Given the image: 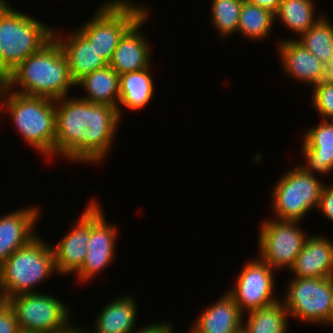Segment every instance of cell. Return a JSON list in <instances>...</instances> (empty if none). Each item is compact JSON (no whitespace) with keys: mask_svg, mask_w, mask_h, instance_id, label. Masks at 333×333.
<instances>
[{"mask_svg":"<svg viewBox=\"0 0 333 333\" xmlns=\"http://www.w3.org/2000/svg\"><path fill=\"white\" fill-rule=\"evenodd\" d=\"M314 0H282L280 7L275 14V20L285 26L298 39L310 27H312L321 17L316 15Z\"/></svg>","mask_w":333,"mask_h":333,"instance_id":"d4e9b609","label":"cell"},{"mask_svg":"<svg viewBox=\"0 0 333 333\" xmlns=\"http://www.w3.org/2000/svg\"><path fill=\"white\" fill-rule=\"evenodd\" d=\"M71 323L72 324H70L66 329L60 330L58 333H90L89 328H83L82 326L79 328L77 325H73V322Z\"/></svg>","mask_w":333,"mask_h":333,"instance_id":"e575fe53","label":"cell"},{"mask_svg":"<svg viewBox=\"0 0 333 333\" xmlns=\"http://www.w3.org/2000/svg\"><path fill=\"white\" fill-rule=\"evenodd\" d=\"M173 328H174V327L171 326V329H170V331H169L168 333H175Z\"/></svg>","mask_w":333,"mask_h":333,"instance_id":"f35d334b","label":"cell"},{"mask_svg":"<svg viewBox=\"0 0 333 333\" xmlns=\"http://www.w3.org/2000/svg\"><path fill=\"white\" fill-rule=\"evenodd\" d=\"M289 271L297 278L333 277V241L322 234L307 237Z\"/></svg>","mask_w":333,"mask_h":333,"instance_id":"e0dca14e","label":"cell"},{"mask_svg":"<svg viewBox=\"0 0 333 333\" xmlns=\"http://www.w3.org/2000/svg\"><path fill=\"white\" fill-rule=\"evenodd\" d=\"M148 10L128 0H107L76 29L109 64L120 39Z\"/></svg>","mask_w":333,"mask_h":333,"instance_id":"8992f818","label":"cell"},{"mask_svg":"<svg viewBox=\"0 0 333 333\" xmlns=\"http://www.w3.org/2000/svg\"><path fill=\"white\" fill-rule=\"evenodd\" d=\"M85 208L73 222L70 231L57 245H51L58 276L75 275L85 260L90 238V202Z\"/></svg>","mask_w":333,"mask_h":333,"instance_id":"4fadbf2b","label":"cell"},{"mask_svg":"<svg viewBox=\"0 0 333 333\" xmlns=\"http://www.w3.org/2000/svg\"><path fill=\"white\" fill-rule=\"evenodd\" d=\"M275 271L260 257L245 262L234 287L227 291L244 316L279 300L275 295Z\"/></svg>","mask_w":333,"mask_h":333,"instance_id":"7c38bea8","label":"cell"},{"mask_svg":"<svg viewBox=\"0 0 333 333\" xmlns=\"http://www.w3.org/2000/svg\"><path fill=\"white\" fill-rule=\"evenodd\" d=\"M41 212L40 206L32 205L0 216V266L38 235L35 225Z\"/></svg>","mask_w":333,"mask_h":333,"instance_id":"5bb4252c","label":"cell"},{"mask_svg":"<svg viewBox=\"0 0 333 333\" xmlns=\"http://www.w3.org/2000/svg\"><path fill=\"white\" fill-rule=\"evenodd\" d=\"M0 333H21L15 311L5 300H0Z\"/></svg>","mask_w":333,"mask_h":333,"instance_id":"f546056e","label":"cell"},{"mask_svg":"<svg viewBox=\"0 0 333 333\" xmlns=\"http://www.w3.org/2000/svg\"><path fill=\"white\" fill-rule=\"evenodd\" d=\"M171 326L172 323L162 321L146 325L143 328H135L131 333H168L171 329Z\"/></svg>","mask_w":333,"mask_h":333,"instance_id":"1f68e13d","label":"cell"},{"mask_svg":"<svg viewBox=\"0 0 333 333\" xmlns=\"http://www.w3.org/2000/svg\"><path fill=\"white\" fill-rule=\"evenodd\" d=\"M321 212L328 220L333 222V183L325 184L319 198V205L316 211Z\"/></svg>","mask_w":333,"mask_h":333,"instance_id":"4dcf8cb0","label":"cell"},{"mask_svg":"<svg viewBox=\"0 0 333 333\" xmlns=\"http://www.w3.org/2000/svg\"><path fill=\"white\" fill-rule=\"evenodd\" d=\"M275 22L274 13L244 0L237 32L249 41H264L270 35Z\"/></svg>","mask_w":333,"mask_h":333,"instance_id":"484cf974","label":"cell"},{"mask_svg":"<svg viewBox=\"0 0 333 333\" xmlns=\"http://www.w3.org/2000/svg\"><path fill=\"white\" fill-rule=\"evenodd\" d=\"M2 84L12 92L52 100L64 98L76 88L67 58L54 37L12 70Z\"/></svg>","mask_w":333,"mask_h":333,"instance_id":"7a4b0ae2","label":"cell"},{"mask_svg":"<svg viewBox=\"0 0 333 333\" xmlns=\"http://www.w3.org/2000/svg\"><path fill=\"white\" fill-rule=\"evenodd\" d=\"M8 0H0V13L6 11L11 5Z\"/></svg>","mask_w":333,"mask_h":333,"instance_id":"d590c367","label":"cell"},{"mask_svg":"<svg viewBox=\"0 0 333 333\" xmlns=\"http://www.w3.org/2000/svg\"><path fill=\"white\" fill-rule=\"evenodd\" d=\"M244 0H212L210 21L220 36L226 39L238 30Z\"/></svg>","mask_w":333,"mask_h":333,"instance_id":"83f0119b","label":"cell"},{"mask_svg":"<svg viewBox=\"0 0 333 333\" xmlns=\"http://www.w3.org/2000/svg\"><path fill=\"white\" fill-rule=\"evenodd\" d=\"M75 87L84 89L85 95L79 98L118 108L119 75L109 65L83 76L75 83Z\"/></svg>","mask_w":333,"mask_h":333,"instance_id":"603a6c76","label":"cell"},{"mask_svg":"<svg viewBox=\"0 0 333 333\" xmlns=\"http://www.w3.org/2000/svg\"><path fill=\"white\" fill-rule=\"evenodd\" d=\"M49 293L18 294L7 301L21 333H58L71 323V308Z\"/></svg>","mask_w":333,"mask_h":333,"instance_id":"9c48e42d","label":"cell"},{"mask_svg":"<svg viewBox=\"0 0 333 333\" xmlns=\"http://www.w3.org/2000/svg\"><path fill=\"white\" fill-rule=\"evenodd\" d=\"M54 28L10 6L0 13V80L53 38Z\"/></svg>","mask_w":333,"mask_h":333,"instance_id":"5b68a950","label":"cell"},{"mask_svg":"<svg viewBox=\"0 0 333 333\" xmlns=\"http://www.w3.org/2000/svg\"><path fill=\"white\" fill-rule=\"evenodd\" d=\"M333 84V56L329 61L322 62V71L316 85Z\"/></svg>","mask_w":333,"mask_h":333,"instance_id":"d6a6232c","label":"cell"},{"mask_svg":"<svg viewBox=\"0 0 333 333\" xmlns=\"http://www.w3.org/2000/svg\"><path fill=\"white\" fill-rule=\"evenodd\" d=\"M54 28L53 37L60 44L68 61L71 78L76 83L83 76L102 69L108 63L100 56L95 47L76 29L68 34L58 35Z\"/></svg>","mask_w":333,"mask_h":333,"instance_id":"ac0fdd59","label":"cell"},{"mask_svg":"<svg viewBox=\"0 0 333 333\" xmlns=\"http://www.w3.org/2000/svg\"><path fill=\"white\" fill-rule=\"evenodd\" d=\"M296 40L321 62L333 56V24L326 14Z\"/></svg>","mask_w":333,"mask_h":333,"instance_id":"4316f807","label":"cell"},{"mask_svg":"<svg viewBox=\"0 0 333 333\" xmlns=\"http://www.w3.org/2000/svg\"><path fill=\"white\" fill-rule=\"evenodd\" d=\"M300 221L270 217L261 221L258 235L259 257L274 270L288 271L294 265L309 235L300 228Z\"/></svg>","mask_w":333,"mask_h":333,"instance_id":"30bf717a","label":"cell"},{"mask_svg":"<svg viewBox=\"0 0 333 333\" xmlns=\"http://www.w3.org/2000/svg\"><path fill=\"white\" fill-rule=\"evenodd\" d=\"M311 105L321 119L333 120V84L314 85Z\"/></svg>","mask_w":333,"mask_h":333,"instance_id":"f1b7e54d","label":"cell"},{"mask_svg":"<svg viewBox=\"0 0 333 333\" xmlns=\"http://www.w3.org/2000/svg\"><path fill=\"white\" fill-rule=\"evenodd\" d=\"M288 283L282 301L289 317L300 323L325 326L333 307V277H291Z\"/></svg>","mask_w":333,"mask_h":333,"instance_id":"ba28073f","label":"cell"},{"mask_svg":"<svg viewBox=\"0 0 333 333\" xmlns=\"http://www.w3.org/2000/svg\"><path fill=\"white\" fill-rule=\"evenodd\" d=\"M151 10H148L120 39L113 52L109 66L118 75L148 68L151 64V51L148 38L141 31L146 20H149ZM150 13V14H149Z\"/></svg>","mask_w":333,"mask_h":333,"instance_id":"9a60e30c","label":"cell"},{"mask_svg":"<svg viewBox=\"0 0 333 333\" xmlns=\"http://www.w3.org/2000/svg\"><path fill=\"white\" fill-rule=\"evenodd\" d=\"M101 207L95 199L90 200V238L87 254L81 269L75 274L83 284L95 279V276L108 268L116 258L118 226L107 222Z\"/></svg>","mask_w":333,"mask_h":333,"instance_id":"8fae6325","label":"cell"},{"mask_svg":"<svg viewBox=\"0 0 333 333\" xmlns=\"http://www.w3.org/2000/svg\"><path fill=\"white\" fill-rule=\"evenodd\" d=\"M190 330V332L188 331V333H198L196 330H195V328H193V327H191V329H189Z\"/></svg>","mask_w":333,"mask_h":333,"instance_id":"74e56055","label":"cell"},{"mask_svg":"<svg viewBox=\"0 0 333 333\" xmlns=\"http://www.w3.org/2000/svg\"><path fill=\"white\" fill-rule=\"evenodd\" d=\"M246 1H248L253 5H257L261 8L267 9L272 13L276 14L282 0H246Z\"/></svg>","mask_w":333,"mask_h":333,"instance_id":"836d02e7","label":"cell"},{"mask_svg":"<svg viewBox=\"0 0 333 333\" xmlns=\"http://www.w3.org/2000/svg\"><path fill=\"white\" fill-rule=\"evenodd\" d=\"M243 319V333H287L289 314L283 301L276 302L247 313Z\"/></svg>","mask_w":333,"mask_h":333,"instance_id":"cb8c5ba5","label":"cell"},{"mask_svg":"<svg viewBox=\"0 0 333 333\" xmlns=\"http://www.w3.org/2000/svg\"><path fill=\"white\" fill-rule=\"evenodd\" d=\"M244 314L226 291L202 311L192 327L198 333H241Z\"/></svg>","mask_w":333,"mask_h":333,"instance_id":"ffe728a7","label":"cell"},{"mask_svg":"<svg viewBox=\"0 0 333 333\" xmlns=\"http://www.w3.org/2000/svg\"><path fill=\"white\" fill-rule=\"evenodd\" d=\"M325 326H333V307H332V312H331V315H330V319L329 321L327 322V324Z\"/></svg>","mask_w":333,"mask_h":333,"instance_id":"8d00e7d4","label":"cell"},{"mask_svg":"<svg viewBox=\"0 0 333 333\" xmlns=\"http://www.w3.org/2000/svg\"><path fill=\"white\" fill-rule=\"evenodd\" d=\"M56 140L54 158L99 164L110 152L120 127L118 109L95 104L78 96L55 100Z\"/></svg>","mask_w":333,"mask_h":333,"instance_id":"6da1fadb","label":"cell"},{"mask_svg":"<svg viewBox=\"0 0 333 333\" xmlns=\"http://www.w3.org/2000/svg\"><path fill=\"white\" fill-rule=\"evenodd\" d=\"M135 295L124 294L109 301L98 312L90 333H131L136 328L139 308Z\"/></svg>","mask_w":333,"mask_h":333,"instance_id":"44dd1931","label":"cell"},{"mask_svg":"<svg viewBox=\"0 0 333 333\" xmlns=\"http://www.w3.org/2000/svg\"><path fill=\"white\" fill-rule=\"evenodd\" d=\"M5 111L25 143L52 160L56 140L55 100L12 92L2 84L0 112Z\"/></svg>","mask_w":333,"mask_h":333,"instance_id":"3957f363","label":"cell"},{"mask_svg":"<svg viewBox=\"0 0 333 333\" xmlns=\"http://www.w3.org/2000/svg\"><path fill=\"white\" fill-rule=\"evenodd\" d=\"M152 66L138 71L127 72L119 75V104L118 114L122 119V108L130 111L144 109L154 97V82L152 78ZM122 105V106H121Z\"/></svg>","mask_w":333,"mask_h":333,"instance_id":"7402d4cb","label":"cell"},{"mask_svg":"<svg viewBox=\"0 0 333 333\" xmlns=\"http://www.w3.org/2000/svg\"><path fill=\"white\" fill-rule=\"evenodd\" d=\"M283 173L272 189V214L275 219L303 221L319 205L325 185L317 176L304 172L299 166Z\"/></svg>","mask_w":333,"mask_h":333,"instance_id":"52a82bcc","label":"cell"},{"mask_svg":"<svg viewBox=\"0 0 333 333\" xmlns=\"http://www.w3.org/2000/svg\"><path fill=\"white\" fill-rule=\"evenodd\" d=\"M52 274H58L52 246L37 235L0 266V299L7 301L18 294L38 293L34 287Z\"/></svg>","mask_w":333,"mask_h":333,"instance_id":"277c9868","label":"cell"},{"mask_svg":"<svg viewBox=\"0 0 333 333\" xmlns=\"http://www.w3.org/2000/svg\"><path fill=\"white\" fill-rule=\"evenodd\" d=\"M300 153L307 162L299 166L304 172L315 176L333 172V120L321 119L320 123L306 130Z\"/></svg>","mask_w":333,"mask_h":333,"instance_id":"2e32d148","label":"cell"},{"mask_svg":"<svg viewBox=\"0 0 333 333\" xmlns=\"http://www.w3.org/2000/svg\"><path fill=\"white\" fill-rule=\"evenodd\" d=\"M277 48L282 62L281 68L286 76L312 87L317 84L322 71V62L308 49L296 39L290 38L278 41Z\"/></svg>","mask_w":333,"mask_h":333,"instance_id":"d6986e66","label":"cell"}]
</instances>
